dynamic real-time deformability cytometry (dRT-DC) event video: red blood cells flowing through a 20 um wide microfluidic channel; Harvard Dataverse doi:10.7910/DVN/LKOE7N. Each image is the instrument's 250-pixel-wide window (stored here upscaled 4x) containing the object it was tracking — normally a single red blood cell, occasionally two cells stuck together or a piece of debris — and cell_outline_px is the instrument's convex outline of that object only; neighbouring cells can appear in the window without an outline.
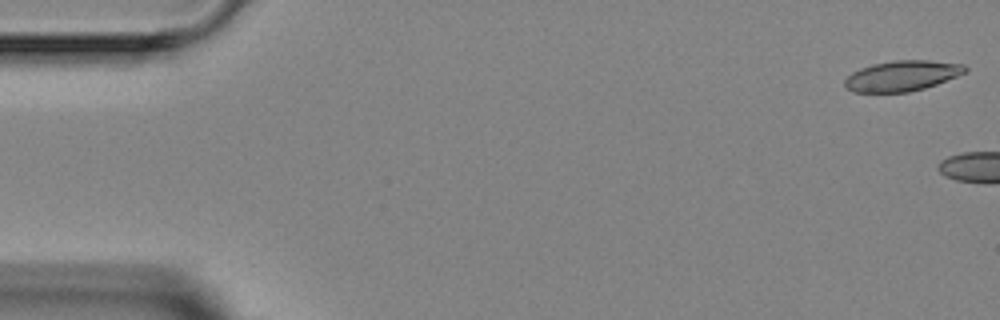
{"species": "Egyptian fruit bat (a non-hibernating species)", "species_latin": "Rousettus aegyptiacus", "temperature_condition": "room temperature", "stored_images_in_passage": 4, "camera_frame_rate_fps": 3000, "um_per_image_px": 0.085, "animal": {"sex": "female"}, "frame": {"image": 1, "passage_image": 1, "time_ms": 0.0, "image_size_px": [1000, 320], "cell_outline_px": [[968, 72], [936, 84], [924, 88], [908, 92], [852, 92], [844, 88], [844, 80], [852, 72], [860, 68], [872, 64], [892, 60], [928, 60], [964, 64], [968, 68]], "centroid_in_image_um": [76.66, 6.44], "position_along_channel_um": 8.3, "area_um2": 21.56}}